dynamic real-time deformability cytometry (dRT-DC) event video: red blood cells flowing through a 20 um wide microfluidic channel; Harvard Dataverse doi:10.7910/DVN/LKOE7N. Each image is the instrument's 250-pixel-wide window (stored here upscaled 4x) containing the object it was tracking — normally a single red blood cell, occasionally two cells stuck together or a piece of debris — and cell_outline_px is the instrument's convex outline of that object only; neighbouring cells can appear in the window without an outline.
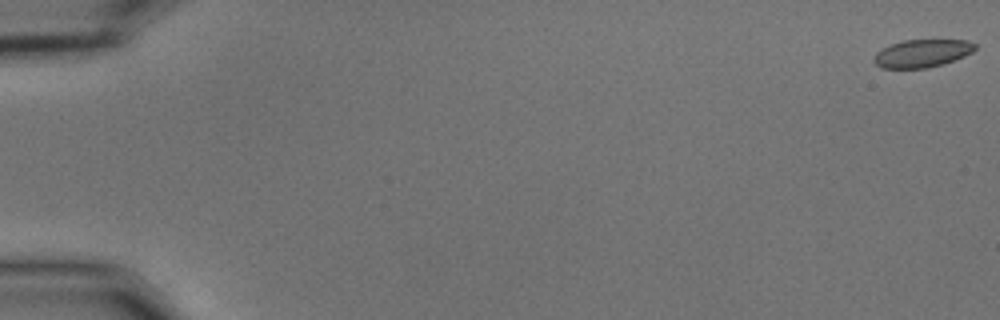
{"species": "common noctule bat (a hibernating species)", "species_latin": "Nyctalus noctula", "temperature_condition": "cold", "stored_images_in_passage": 17, "camera_frame_rate_fps": 3000, "um_per_image_px": 0.085, "animal": {"sex": "male", "body_mass_g": 15.6}, "frame": {"image": 1, "passage_image": 1, "time_ms": 0.0, "image_size_px": [1000, 320], "cell_outline_px": [[976, 48], [972, 52], [964, 56], [944, 64], [928, 68], [880, 68], [872, 60], [876, 52], [892, 44], [904, 40], [968, 40], [976, 44]], "centroid_in_image_um": [78.39, 4.54], "position_along_channel_um": 6.6, "area_um2": 16.42}}
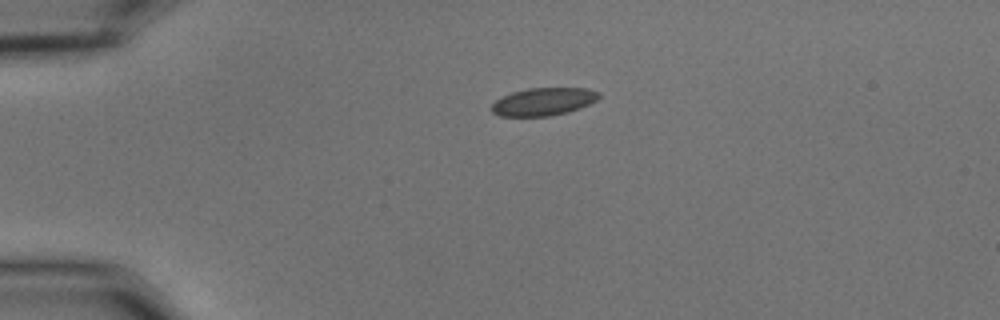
{"frame": {"image": 2, "passage_image": 14, "time_ms": 4.333, "image_size_px": [1000, 320], "cell_outline_px": [[600, 96], [596, 100], [580, 108], [568, 112], [548, 116], [500, 116], [492, 112], [492, 104], [496, 100], [512, 92], [528, 88], [588, 88], [600, 92]], "centroid_in_image_um": [46.21, 8.63], "position_along_channel_um": 38.8, "area_um2": 17.28}}